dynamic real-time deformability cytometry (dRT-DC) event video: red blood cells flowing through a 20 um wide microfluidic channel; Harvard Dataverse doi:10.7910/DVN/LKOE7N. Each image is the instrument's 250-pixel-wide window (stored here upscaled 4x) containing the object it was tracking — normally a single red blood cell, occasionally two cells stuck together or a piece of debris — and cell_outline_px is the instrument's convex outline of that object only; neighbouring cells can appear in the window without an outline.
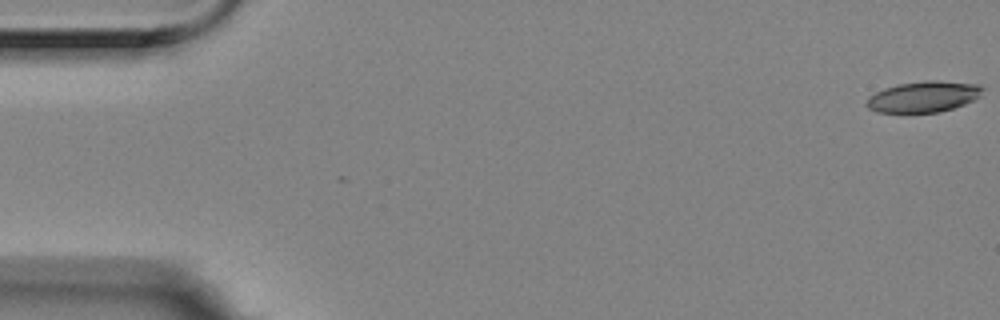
{"species": "Egyptian fruit bat (a non-hibernating species)", "species_latin": "Rousettus aegyptiacus", "temperature_condition": "room temperature", "stored_images_in_passage": 7, "camera_frame_rate_fps": 3000, "um_per_image_px": 0.085, "animal": {"sex": "female"}, "frame": {"image": 1, "passage_image": 1, "time_ms": 0.0, "image_size_px": [1000, 320], "cell_outline_px": [[984, 88], [980, 96], [964, 104], [940, 112], [876, 112], [868, 108], [864, 104], [868, 96], [884, 88], [900, 84], [924, 80], [932, 80], [980, 84]], "centroid_in_image_um": [78.48, 8.21], "position_along_channel_um": 6.5, "area_um2": 20.92}}
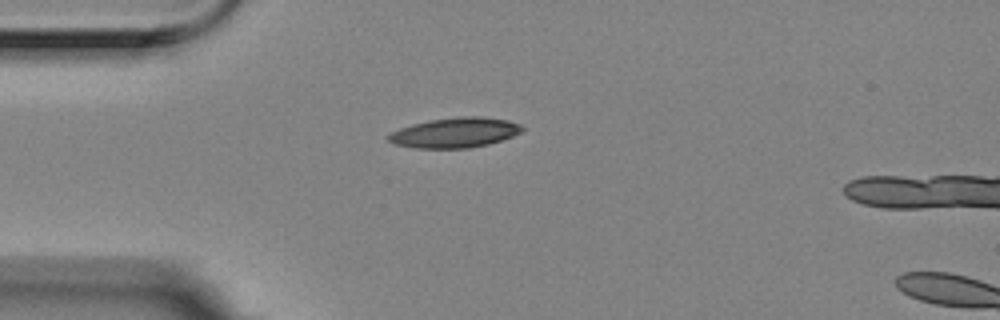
{"frame": {"image": 2, "passage_image": 5, "time_ms": 1.333, "image_size_px": [1000, 320], "cell_outline_px": [[524, 128], [520, 132], [512, 136], [488, 144], [468, 148], [416, 148], [396, 144], [388, 140], [384, 136], [400, 128], [412, 124], [428, 120], [460, 116], [480, 116], [508, 120], [520, 124]], "centroid_in_image_um": [38.65, 11.26], "position_along_channel_um": 46.4, "area_um2": 23.35}}
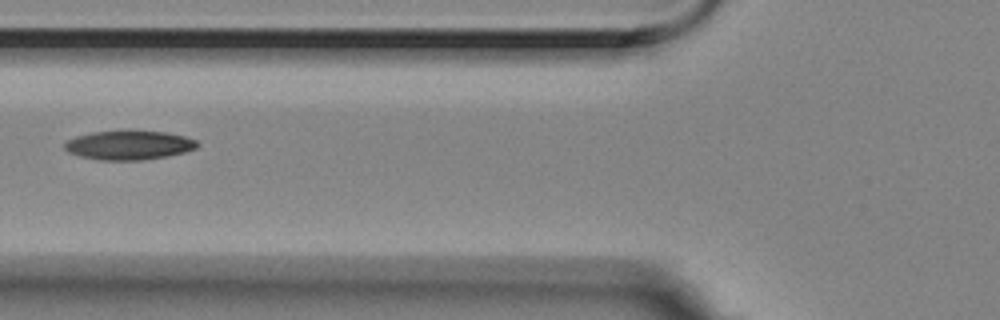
{"frame": {"image": 3, "passage_image": 7, "time_ms": 2.0, "image_size_px": [1000, 320], "cell_outline_px": [[200, 144], [196, 148], [184, 152], [168, 156], [140, 160], [100, 160], [80, 156], [68, 152], [64, 148], [64, 144], [68, 140], [76, 136], [92, 132], [128, 128], [168, 132], [184, 136], [196, 140]], "centroid_in_image_um": [10.97, 12.29], "position_along_channel_um": 114.8, "area_um2": 23.24}}